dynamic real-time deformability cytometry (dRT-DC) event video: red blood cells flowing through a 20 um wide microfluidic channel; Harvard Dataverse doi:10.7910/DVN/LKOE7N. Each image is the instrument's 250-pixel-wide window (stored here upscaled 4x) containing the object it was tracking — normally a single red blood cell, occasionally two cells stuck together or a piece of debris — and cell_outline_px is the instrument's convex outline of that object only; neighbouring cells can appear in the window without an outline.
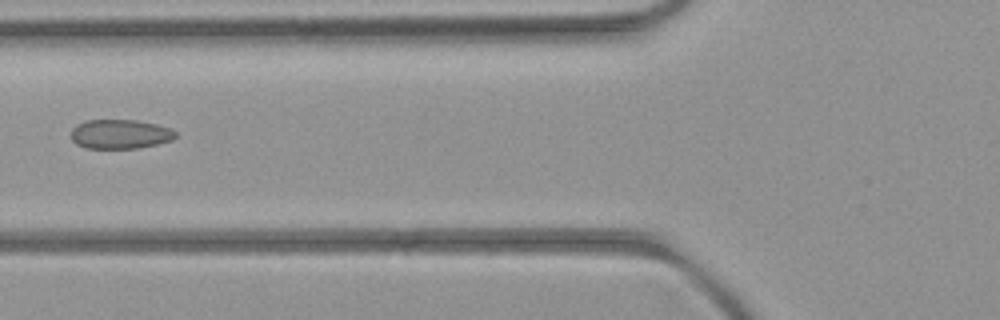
{"species": "common noctule bat (a hibernating species)", "species_latin": "Nyctalus noctula", "temperature_condition": "room temperature", "stored_images_in_passage": 5, "camera_frame_rate_fps": 3000, "um_per_image_px": 0.085, "animal": {"sex": "female", "body_mass_g": 21.9}, "frame": {"image": 1, "passage_image": 5, "time_ms": 4.667, "image_size_px": [1000, 320], "cell_outline_px": [[176, 136], [172, 140], [156, 144], [136, 148], [84, 148], [76, 144], [72, 140], [72, 128], [76, 124], [88, 120], [136, 120], [156, 124], [172, 128], [176, 132]], "centroid_in_image_um": [10.21, 11.39], "position_along_channel_um": 115.6, "area_um2": 17.86}}